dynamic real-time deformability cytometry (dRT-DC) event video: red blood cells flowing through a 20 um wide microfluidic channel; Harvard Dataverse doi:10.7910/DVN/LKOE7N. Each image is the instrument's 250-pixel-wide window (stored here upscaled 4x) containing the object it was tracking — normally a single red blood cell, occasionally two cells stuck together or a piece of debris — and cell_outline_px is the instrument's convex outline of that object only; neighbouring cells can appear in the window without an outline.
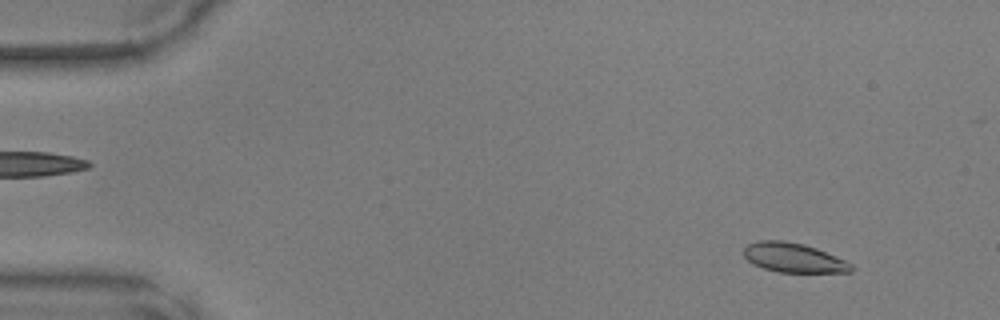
{"species": "common noctule bat (a hibernating species)", "species_latin": "Nyctalus noctula", "temperature_condition": "warm", "stored_images_in_passage": 49, "camera_frame_rate_fps": 3000, "um_per_image_px": 0.085, "animal": {"sex": "male", "body_mass_g": 17.9, "forearm_length_mm": 54.2}, "frame": {"image": 1, "passage_image": 4, "time_ms": 1.0, "image_size_px": [1000, 320], "cell_outline_px": [[856, 268], [852, 272], [780, 272], [764, 268], [752, 264], [744, 256], [744, 248], [748, 244], [760, 240], [784, 240], [804, 244], [816, 248], [836, 256], [852, 264]], "centroid_in_image_um": [67.47, 21.9], "position_along_channel_um": 17.5, "area_um2": 18.44}}
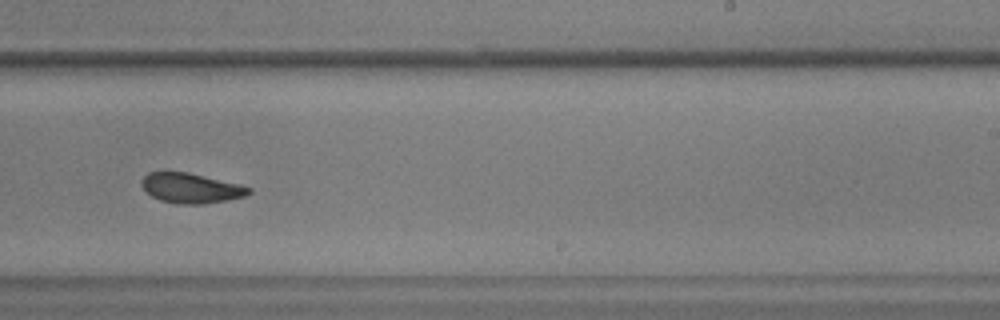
{"frame": {"image": 2, "passage_image": 30, "time_ms": 9.667, "image_size_px": [1000, 320], "cell_outline_px": [[252, 192], [248, 196], [228, 200], [204, 204], [176, 204], [160, 200], [152, 196], [140, 184], [144, 176], [148, 172], [188, 172], [240, 184], [252, 188]], "centroid_in_image_um": [16.28, 16.0], "position_along_channel_um": 272.7, "area_um2": 18.84}}
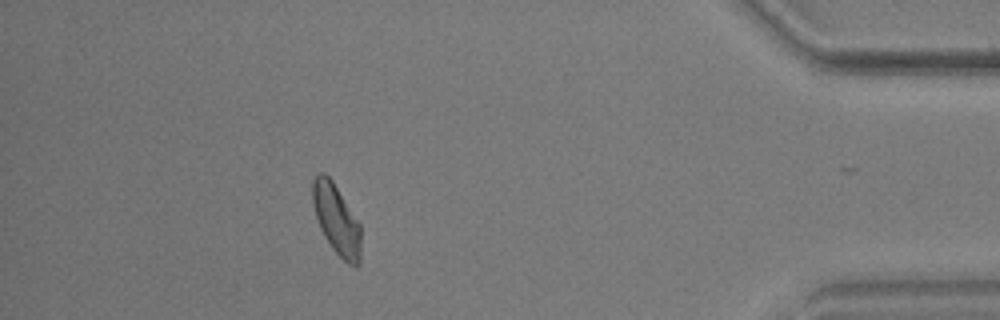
{"frame": {"image": 3, "passage_image": 43, "time_ms": 14.0, "image_size_px": [1000, 320], "cell_outline_px": [[360, 264], [356, 268], [348, 264], [332, 248], [324, 236], [320, 228], [312, 204], [312, 180], [316, 172], [324, 172], [332, 180], [360, 224]], "centroid_in_image_um": [28.58, 18.64], "position_along_channel_um": 406.6, "area_um2": 19.77}}